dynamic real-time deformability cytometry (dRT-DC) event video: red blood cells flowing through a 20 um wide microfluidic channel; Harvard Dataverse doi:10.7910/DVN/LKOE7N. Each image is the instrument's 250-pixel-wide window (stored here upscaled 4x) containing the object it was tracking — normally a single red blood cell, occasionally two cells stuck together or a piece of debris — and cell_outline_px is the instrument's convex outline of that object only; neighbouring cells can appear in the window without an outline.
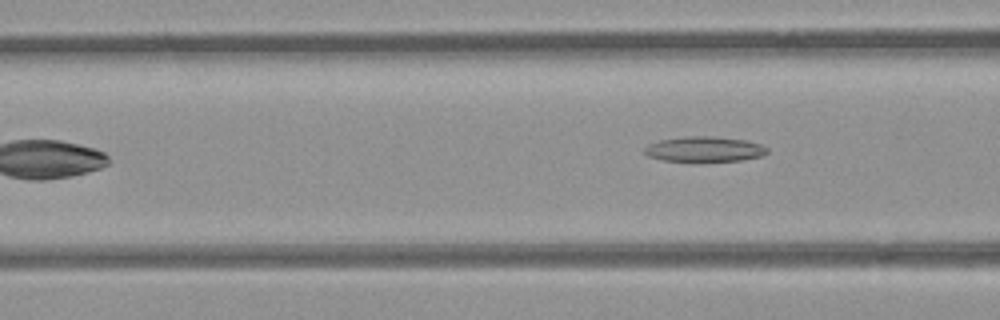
{"species": "common noctule bat (a hibernating species)", "species_latin": "Nyctalus noctula", "temperature_condition": "room temperature", "stored_images_in_passage": 8, "camera_frame_rate_fps": 3000, "um_per_image_px": 0.085, "animal": {"sex": "female", "body_mass_g": 21.9}, "frame": {"image": 1, "passage_image": 8, "time_ms": 9.0, "image_size_px": [1000, 320], "cell_outline_px": [[768, 152], [764, 156], [740, 160], [692, 164], [664, 160], [648, 156], [644, 152], [644, 148], [648, 144], [660, 140], [688, 136], [712, 136], [744, 140], [760, 144], [768, 148]], "centroid_in_image_um": [59.86, 12.72], "position_along_channel_um": 106.7, "area_um2": 18.73}}